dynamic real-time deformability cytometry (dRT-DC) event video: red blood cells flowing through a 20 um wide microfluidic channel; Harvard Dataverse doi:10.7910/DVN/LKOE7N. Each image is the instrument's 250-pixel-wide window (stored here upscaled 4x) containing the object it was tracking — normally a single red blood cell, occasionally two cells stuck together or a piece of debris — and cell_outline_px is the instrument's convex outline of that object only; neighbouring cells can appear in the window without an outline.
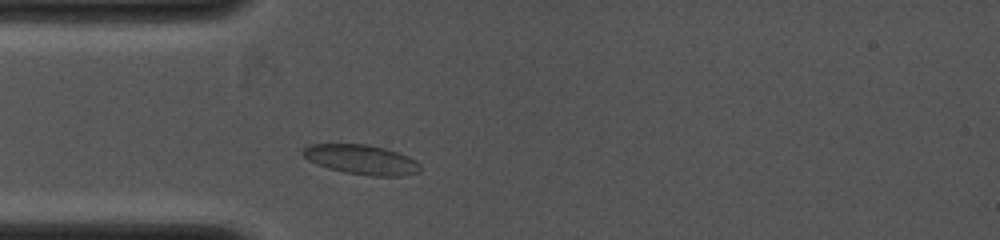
{"species": "common noctule bat (a hibernating species)", "species_latin": "Nyctalus noctula", "temperature_condition": "cold", "stored_images_in_passage": 17, "camera_frame_rate_fps": 4000, "um_per_image_px": 0.085, "animal": {"sex": "female", "body_mass_g": 19.0, "forearm_length_mm": 53.3}, "frame": {"image": 1, "passage_image": 6, "time_ms": 1.0, "image_size_px": [1000, 240], "cell_outline_px": [[420, 172], [400, 176], [372, 176], [344, 172], [328, 168], [308, 160], [300, 152], [308, 144], [364, 144], [384, 148], [408, 156], [420, 164]], "centroid_in_image_um": [30.7, 13.56], "position_along_channel_um": 54.3, "area_um2": 20.17}}
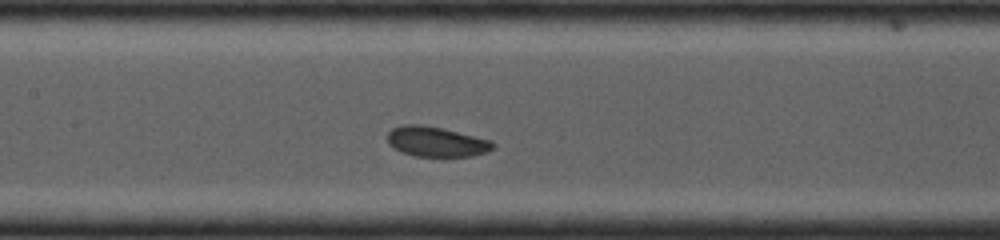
{"frame": {"image": 2, "passage_image": 11, "time_ms": 3.25, "image_size_px": [1000, 240], "cell_outline_px": [[496, 144], [488, 152], [472, 156], [416, 156], [404, 152], [388, 144], [388, 132], [392, 128], [404, 124], [420, 124], [440, 128], [492, 140]], "centroid_in_image_um": [37.1, 12.04], "position_along_channel_um": 170.3, "area_um2": 18.26}}
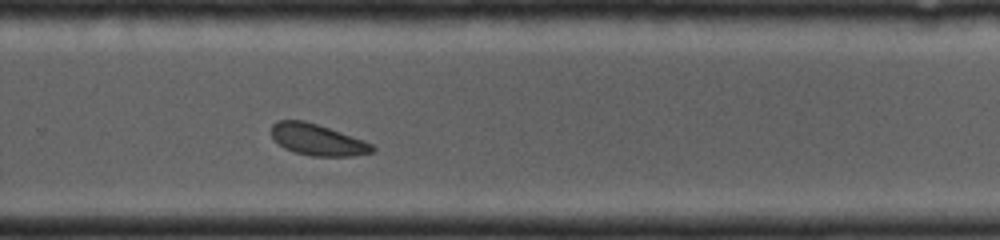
{"frame": {"image": 3, "passage_image": 17, "time_ms": 5.75, "image_size_px": [1000, 240], "cell_outline_px": [[376, 148], [372, 152], [352, 156], [312, 156], [296, 152], [284, 148], [272, 136], [272, 124], [276, 120], [304, 120], [364, 140], [372, 144]], "centroid_in_image_um": [26.99, 11.87], "position_along_channel_um": 302.8, "area_um2": 18.21}}